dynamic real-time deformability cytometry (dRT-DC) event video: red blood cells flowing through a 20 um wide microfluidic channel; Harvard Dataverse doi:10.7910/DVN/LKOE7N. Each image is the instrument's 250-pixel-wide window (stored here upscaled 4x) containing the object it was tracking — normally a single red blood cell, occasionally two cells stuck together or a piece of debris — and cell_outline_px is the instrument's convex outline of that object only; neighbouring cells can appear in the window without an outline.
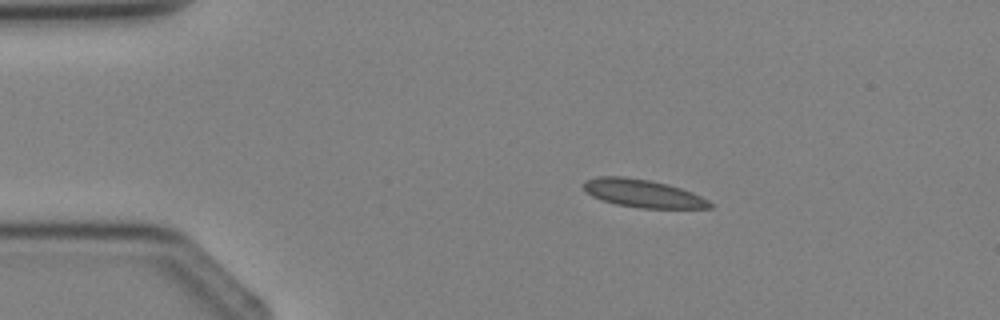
{"species": "Egyptian fruit bat (a non-hibernating species)", "species_latin": "Rousettus aegyptiacus", "temperature_condition": "cold", "stored_images_in_passage": 1, "camera_frame_rate_fps": 3000, "um_per_image_px": 0.085, "animal": {"sex": "female"}, "frame": {"image": 1, "passage_image": 1, "time_ms": 0.0, "image_size_px": [1000, 320], "cell_outline_px": [[712, 208], [640, 208], [616, 204], [592, 196], [584, 188], [584, 180], [596, 176], [624, 176], [648, 180], [668, 184], [692, 192], [708, 200], [712, 204]], "centroid_in_image_um": [54.64, 16.43], "position_along_channel_um": 30.4, "area_um2": 20.4}}